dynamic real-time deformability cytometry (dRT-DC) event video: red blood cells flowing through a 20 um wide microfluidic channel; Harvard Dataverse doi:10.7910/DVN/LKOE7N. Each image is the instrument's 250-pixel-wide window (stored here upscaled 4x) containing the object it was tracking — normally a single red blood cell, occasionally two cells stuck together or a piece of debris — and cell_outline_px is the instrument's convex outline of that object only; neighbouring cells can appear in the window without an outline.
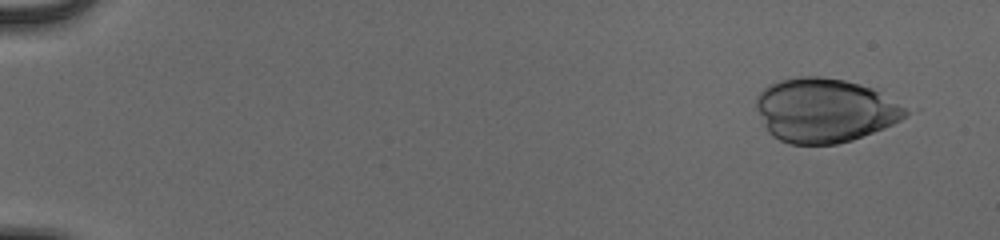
{"species": "human", "species_latin": "Homo sapiens", "temperature_condition": "cold", "stored_images_in_passage": 54, "camera_frame_rate_fps": 3000, "um_per_image_px": 0.085, "donor": {"sex": "male"}, "frame": {"image": 1, "passage_image": 4, "time_ms": 1.0, "image_size_px": [1000, 240], "cell_outline_px": [[920, 108], [900, 120], [884, 128], [852, 140], [836, 144], [788, 144], [772, 136], [768, 132], [756, 108], [756, 96], [768, 84], [780, 80], [800, 76], [820, 76], [844, 80], [860, 84], [872, 88]], "centroid_in_image_um": [70.22, 9.36], "position_along_channel_um": 14.8, "area_um2": 56.99}}
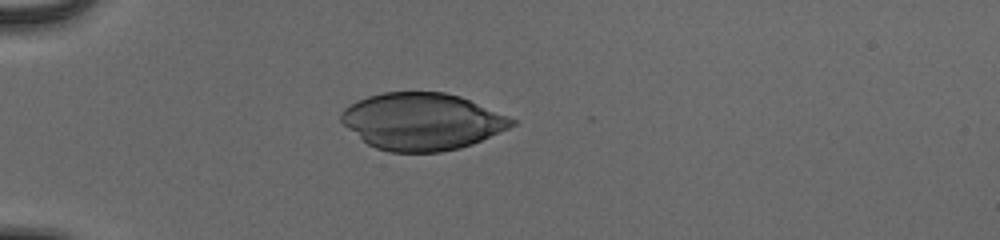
{"frame": {"image": 2, "passage_image": 17, "time_ms": 5.333, "image_size_px": [1000, 240], "cell_outline_px": [[516, 124], [508, 128], [472, 144], [460, 148], [440, 152], [388, 152], [376, 148], [368, 144], [348, 128], [340, 120], [340, 112], [344, 108], [368, 96], [384, 92], [444, 92], [460, 96], [508, 116], [516, 120]], "centroid_in_image_um": [35.87, 10.33], "position_along_channel_um": 49.1, "area_um2": 56.3}}
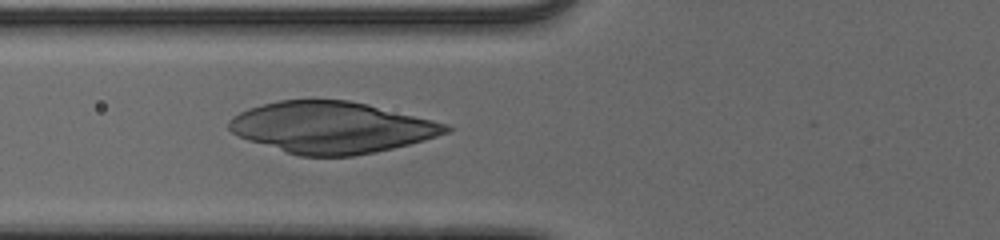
{"frame": {"image": 3, "passage_image": 23, "time_ms": 7.333, "image_size_px": [1000, 240], "cell_outline_px": [[452, 128], [448, 132], [424, 140], [376, 152], [352, 156], [300, 156], [248, 140], [232, 132], [228, 128], [228, 120], [232, 116], [248, 108], [280, 100], [348, 100], [368, 104], [448, 124]], "centroid_in_image_um": [28.17, 10.83], "position_along_channel_um": 97.6, "area_um2": 64.56}}